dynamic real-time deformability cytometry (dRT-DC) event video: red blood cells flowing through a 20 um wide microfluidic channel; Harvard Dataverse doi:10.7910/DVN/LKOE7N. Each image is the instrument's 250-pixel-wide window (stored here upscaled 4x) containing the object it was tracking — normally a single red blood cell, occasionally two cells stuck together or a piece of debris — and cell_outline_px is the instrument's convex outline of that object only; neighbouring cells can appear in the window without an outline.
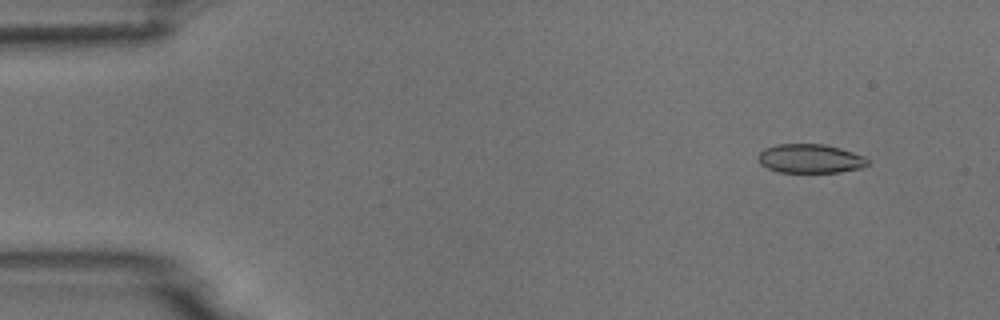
{"species": "common noctule bat (a hibernating species)", "species_latin": "Nyctalus noctula", "temperature_condition": "room temperature", "stored_images_in_passage": 4, "camera_frame_rate_fps": 3000, "um_per_image_px": 0.085, "animal": {"sex": "male", "body_mass_g": 18.8}, "frame": {"image": 1, "passage_image": 1, "time_ms": 0.0, "image_size_px": [1000, 320], "cell_outline_px": [[868, 164], [864, 168], [840, 172], [780, 172], [768, 168], [760, 164], [756, 156], [764, 148], [776, 144], [824, 144], [840, 148], [864, 156], [868, 160]], "centroid_in_image_um": [68.86, 13.48], "position_along_channel_um": 16.1, "area_um2": 18.61}}